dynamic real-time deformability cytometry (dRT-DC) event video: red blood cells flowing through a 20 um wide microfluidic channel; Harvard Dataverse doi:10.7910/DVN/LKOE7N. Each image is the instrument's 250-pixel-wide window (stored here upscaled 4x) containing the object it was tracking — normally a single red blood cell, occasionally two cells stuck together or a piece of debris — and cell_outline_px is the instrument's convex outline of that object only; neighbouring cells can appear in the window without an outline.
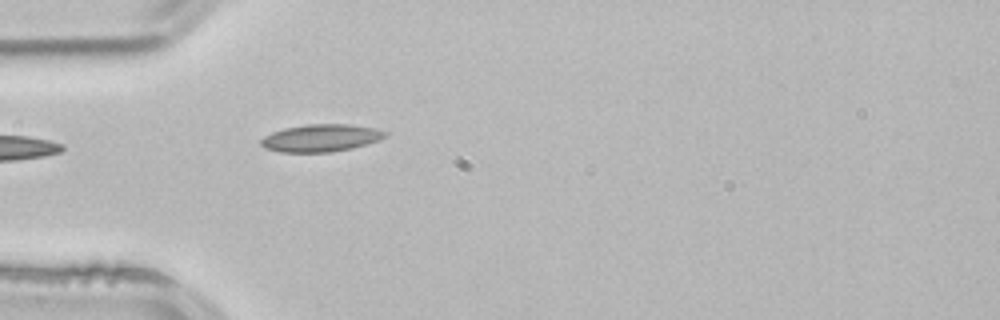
{"species": "common noctule bat (a hibernating species)", "species_latin": "Nyctalus noctula", "temperature_condition": "room temperature", "stored_images_in_passage": 3, "camera_frame_rate_fps": 3000, "um_per_image_px": 0.085, "animal": {"sex": "male", "body_mass_g": 21.5, "forearm_length_mm": 52.0}, "frame": {"image": 1, "passage_image": 3, "time_ms": 0.667, "image_size_px": [1000, 320], "cell_outline_px": [[388, 136], [380, 140], [352, 148], [332, 152], [280, 152], [264, 148], [260, 144], [260, 140], [264, 136], [272, 132], [284, 128], [308, 124], [352, 124], [376, 128], [388, 132]], "centroid_in_image_um": [27.3, 11.72], "position_along_channel_um": 57.7, "area_um2": 20.06}}